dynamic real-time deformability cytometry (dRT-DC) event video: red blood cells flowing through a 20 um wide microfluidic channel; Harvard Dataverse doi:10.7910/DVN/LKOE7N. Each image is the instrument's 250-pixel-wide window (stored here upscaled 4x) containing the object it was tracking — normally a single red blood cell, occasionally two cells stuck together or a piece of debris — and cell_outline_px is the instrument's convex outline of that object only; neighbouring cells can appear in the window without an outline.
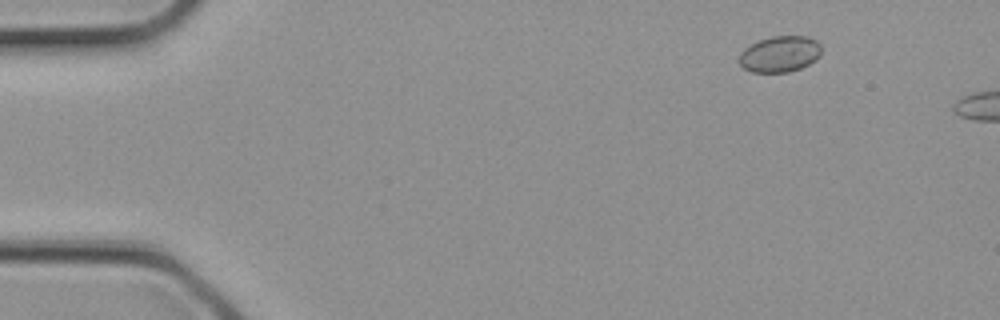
{"species": "common noctule bat (a hibernating species)", "species_latin": "Nyctalus noctula", "temperature_condition": "cold", "stored_images_in_passage": 6, "camera_frame_rate_fps": 3000, "um_per_image_px": 0.085, "animal": {"sex": "female", "body_mass_g": 21.9}, "frame": {"image": 1, "passage_image": 4, "time_ms": 1.0, "image_size_px": [1000, 320], "cell_outline_px": [[820, 56], [816, 60], [800, 68], [788, 72], [752, 72], [744, 68], [740, 64], [740, 52], [744, 48], [760, 40], [772, 36], [808, 36], [816, 40], [820, 44]], "centroid_in_image_um": [66.3, 4.59], "position_along_channel_um": 18.7, "area_um2": 17.22}}